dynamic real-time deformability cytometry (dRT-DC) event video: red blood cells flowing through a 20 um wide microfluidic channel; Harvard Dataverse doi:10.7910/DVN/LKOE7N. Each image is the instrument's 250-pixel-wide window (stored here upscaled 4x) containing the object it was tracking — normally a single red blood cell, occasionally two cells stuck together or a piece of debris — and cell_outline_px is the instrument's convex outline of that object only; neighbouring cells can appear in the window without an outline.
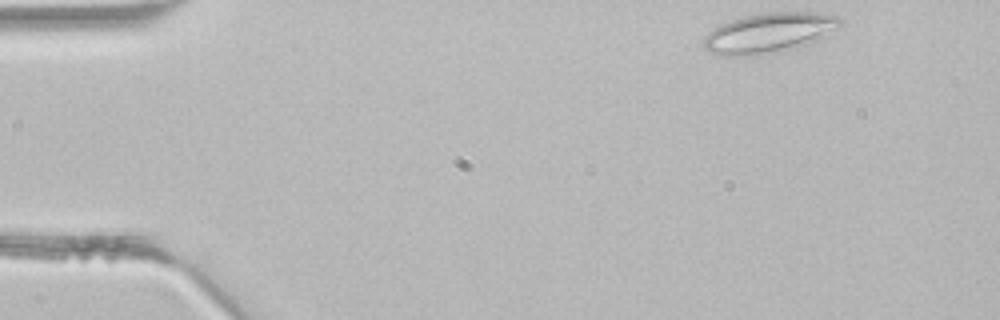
{"species": "common noctule bat (a hibernating species)", "species_latin": "Nyctalus noctula", "temperature_condition": "room temperature", "stored_images_in_passage": 5, "camera_frame_rate_fps": 3000, "um_per_image_px": 0.085, "animal": {"sex": "male", "body_mass_g": 21.5, "forearm_length_mm": 52.0}, "frame": {"image": 1, "passage_image": 5, "time_ms": 1.333, "image_size_px": [1000, 320], "cell_outline_px": [[844, 24], [804, 44], [776, 52], [748, 56], [720, 56], [708, 52], [704, 48], [704, 36], [708, 32], [720, 24], [744, 16], [768, 12], [812, 12], [840, 16], [844, 20]], "centroid_in_image_um": [65.3, 2.78], "position_along_channel_um": 19.7, "area_um2": 31.44}}